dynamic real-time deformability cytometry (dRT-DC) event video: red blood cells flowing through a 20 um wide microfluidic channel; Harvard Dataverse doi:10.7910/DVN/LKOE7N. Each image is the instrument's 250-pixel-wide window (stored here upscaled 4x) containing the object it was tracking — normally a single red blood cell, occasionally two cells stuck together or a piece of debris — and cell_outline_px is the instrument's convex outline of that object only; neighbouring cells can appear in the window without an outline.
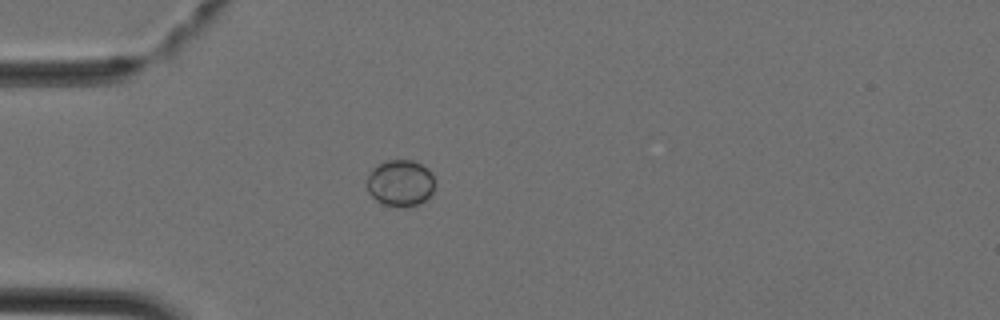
{"species": "Egyptian fruit bat (a non-hibernating species)", "species_latin": "Rousettus aegyptiacus", "temperature_condition": "cold", "stored_images_in_passage": 28, "camera_frame_rate_fps": 3000, "um_per_image_px": 0.085, "animal": {"sex": "female"}, "frame": {"image": 1, "passage_image": 1, "time_ms": 0.0, "image_size_px": [1000, 320], "cell_outline_px": [[436, 184], [432, 192], [424, 200], [416, 204], [384, 204], [376, 200], [368, 192], [368, 176], [372, 168], [388, 160], [412, 160], [428, 168], [432, 172]], "centroid_in_image_um": [34.05, 15.5], "position_along_channel_um": 50.9, "area_um2": 17.92}}
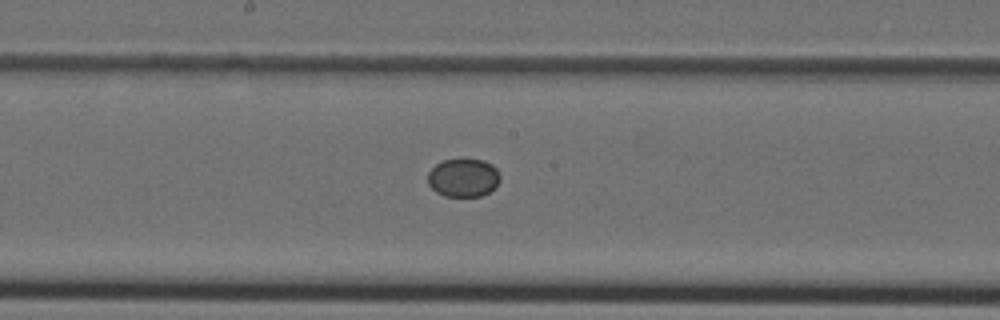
{"frame": {"image": 2, "passage_image": 12, "time_ms": 3.667, "image_size_px": [1000, 320], "cell_outline_px": [[500, 180], [496, 188], [480, 196], [444, 196], [436, 192], [428, 184], [428, 172], [436, 164], [444, 160], [460, 156], [464, 156], [484, 160], [492, 164], [496, 168], [500, 176]], "centroid_in_image_um": [39.4, 15.05], "position_along_channel_um": 208.8, "area_um2": 16.76}}
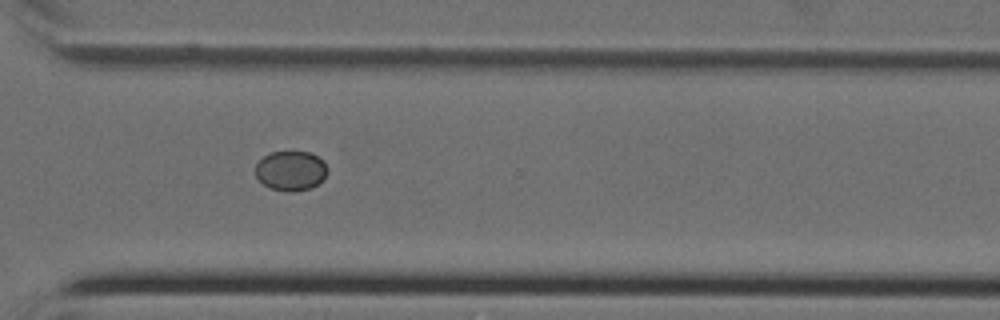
{"frame": {"image": 3, "passage_image": 21, "time_ms": 6.667, "image_size_px": [1000, 320], "cell_outline_px": [[328, 172], [324, 180], [312, 188], [292, 192], [288, 192], [272, 188], [264, 184], [256, 176], [256, 164], [268, 152], [312, 152], [324, 160], [328, 168]], "centroid_in_image_um": [24.77, 14.51], "position_along_channel_um": 345.8, "area_um2": 16.88}}